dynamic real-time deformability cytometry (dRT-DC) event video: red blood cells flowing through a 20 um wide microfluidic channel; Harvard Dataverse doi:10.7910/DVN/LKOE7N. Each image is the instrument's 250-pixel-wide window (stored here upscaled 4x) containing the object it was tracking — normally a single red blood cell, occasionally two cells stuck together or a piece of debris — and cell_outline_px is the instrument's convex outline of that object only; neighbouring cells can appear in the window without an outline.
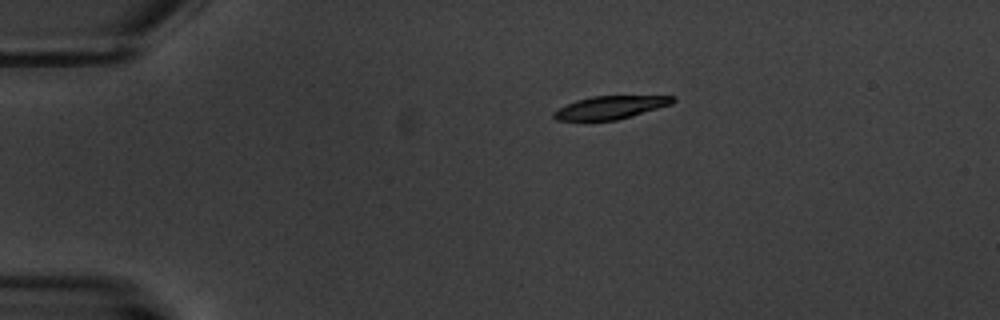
{"species": "common noctule bat (a hibernating species)", "species_latin": "Nyctalus noctula", "temperature_condition": "warm", "stored_images_in_passage": 2, "camera_frame_rate_fps": 3000, "um_per_image_px": 0.085, "animal": {"sex": "male", "body_mass_g": 20.1, "forearm_length_mm": 53.5}, "frame": {"image": 1, "passage_image": 1, "time_ms": 0.0, "image_size_px": [1000, 320], "cell_outline_px": [[676, 100], [672, 104], [632, 116], [616, 120], [556, 120], [552, 116], [552, 112], [576, 100], [592, 96], [676, 96]], "centroid_in_image_um": [51.9, 9.13], "position_along_channel_um": 33.1, "area_um2": 15.84}}